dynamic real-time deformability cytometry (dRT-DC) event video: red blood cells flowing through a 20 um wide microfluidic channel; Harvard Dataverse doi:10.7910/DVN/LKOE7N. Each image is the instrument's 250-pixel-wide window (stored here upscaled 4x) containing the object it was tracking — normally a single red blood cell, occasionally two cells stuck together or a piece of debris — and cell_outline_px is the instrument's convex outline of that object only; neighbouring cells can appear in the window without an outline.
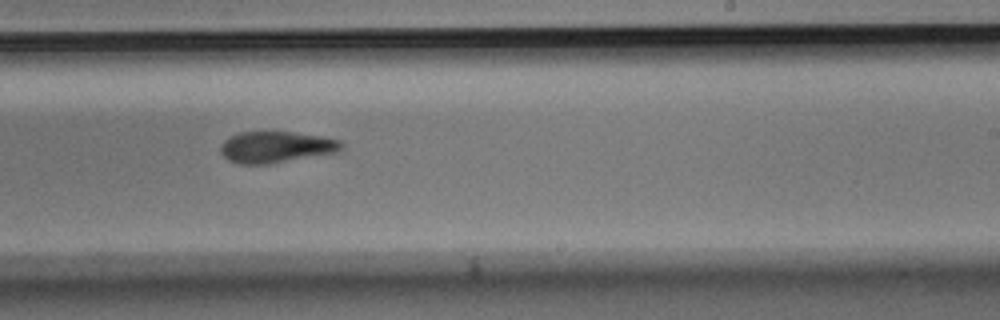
{"species": "Egyptian fruit bat (a non-hibernating species)", "species_latin": "Rousettus aegyptiacus", "temperature_condition": "room temperature", "stored_images_in_passage": 16, "camera_frame_rate_fps": 3000, "um_per_image_px": 0.085, "animal": {"sex": "male"}, "frame": {"image": 1, "passage_image": 10, "time_ms": 3.0, "image_size_px": [1000, 320], "cell_outline_px": [[344, 148], [336, 152], [268, 164], [240, 164], [228, 160], [220, 152], [220, 148], [224, 140], [240, 132], [292, 132], [320, 136], [340, 140], [344, 144]], "centroid_in_image_um": [23.47, 12.5], "position_along_channel_um": 265.5, "area_um2": 21.91}}
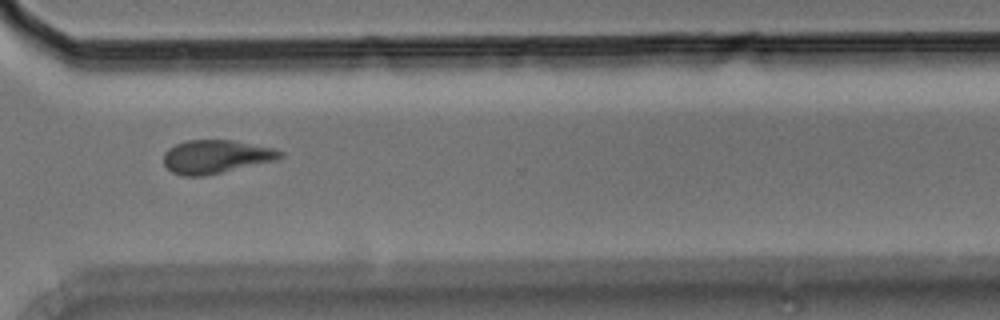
{"frame": {"image": 2, "passage_image": 12, "time_ms": 3.667, "image_size_px": [1000, 320], "cell_outline_px": [[284, 156], [276, 160], [204, 176], [184, 176], [172, 172], [164, 164], [164, 152], [168, 148], [176, 144], [188, 140], [232, 140], [276, 148], [284, 152]], "centroid_in_image_um": [18.37, 13.31], "position_along_channel_um": 352.2, "area_um2": 22.72}}
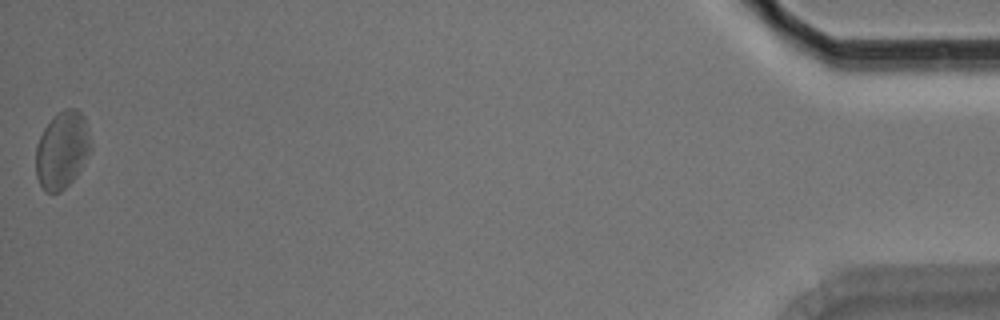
{"frame": {"image": 3, "passage_image": 16, "time_ms": 5.0, "image_size_px": [1000, 320], "cell_outline_px": [[92, 148], [76, 176], [60, 192], [44, 192], [36, 176], [36, 144], [44, 128], [52, 116], [64, 108], [76, 108], [84, 116], [92, 144]], "centroid_in_image_um": [5.28, 12.72], "position_along_channel_um": 429.9, "area_um2": 24.85}}